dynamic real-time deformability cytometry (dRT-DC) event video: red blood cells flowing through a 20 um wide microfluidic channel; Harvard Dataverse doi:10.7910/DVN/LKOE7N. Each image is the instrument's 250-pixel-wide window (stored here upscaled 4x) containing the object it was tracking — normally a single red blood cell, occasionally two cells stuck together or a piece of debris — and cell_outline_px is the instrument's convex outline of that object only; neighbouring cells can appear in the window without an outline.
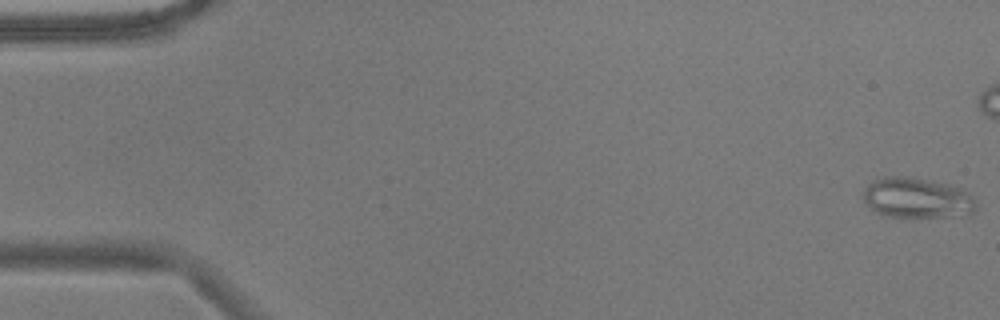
{"species": "common noctule bat (a hibernating species)", "species_latin": "Nyctalus noctula", "temperature_condition": "warm", "stored_images_in_passage": 55, "camera_frame_rate_fps": 3000, "um_per_image_px": 0.085, "animal": {"sex": "male", "body_mass_g": 17.9}, "frame": {"image": 1, "passage_image": 1, "time_ms": 0.0, "image_size_px": [1000, 320], "cell_outline_px": [[976, 208], [972, 212], [948, 216], [888, 216], [876, 212], [864, 200], [864, 188], [872, 180], [884, 176], [908, 176], [948, 184], [960, 188], [968, 192], [976, 200]], "centroid_in_image_um": [77.93, 16.79], "position_along_channel_um": 7.1, "area_um2": 26.18}}
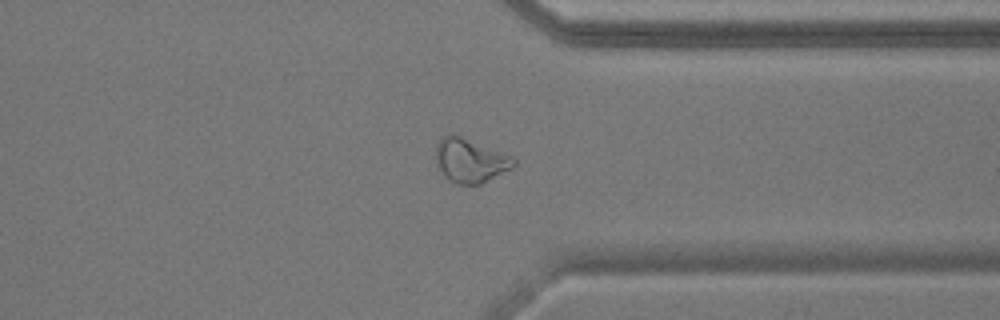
{"frame": {"image": 2, "passage_image": 42, "time_ms": 13.667, "image_size_px": [1000, 320], "cell_outline_px": [[516, 164], [512, 168], [480, 184], [456, 184], [448, 180], [444, 176], [436, 164], [436, 144], [440, 136], [452, 132], [512, 156], [516, 160]], "centroid_in_image_um": [39.93, 13.61], "position_along_channel_um": 371.5, "area_um2": 20.23}}
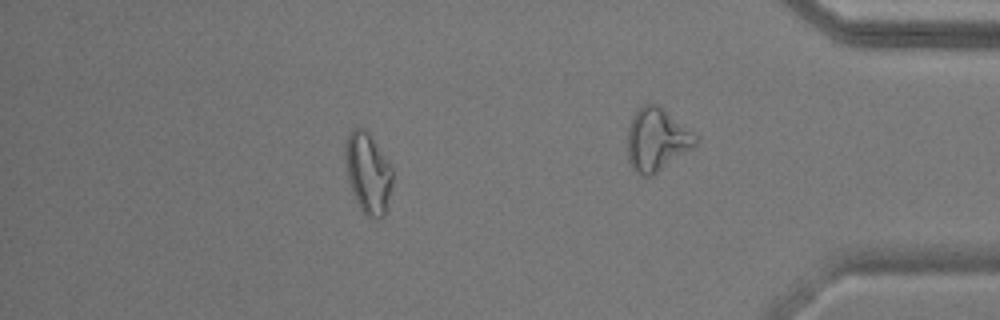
{"frame": {"image": 3, "passage_image": 48, "time_ms": 15.667, "image_size_px": [1000, 320], "cell_outline_px": [[392, 180], [384, 216], [380, 220], [372, 220], [360, 208], [356, 200], [348, 180], [344, 160], [344, 148], [348, 132], [356, 124], [364, 128], [368, 132], [388, 160], [392, 168]], "centroid_in_image_um": [31.25, 14.66], "position_along_channel_um": 404.0, "area_um2": 22.48}, "authors_computed_cell_mechanics": {"area_um2": 20.519, "velocity_mm_per_s": 3.7383, "shape_relaxation_time_tau1_ms": null, "shape_relaxation_time_tau2_ms": 3.0876, "deformation_change_tau1": null, "deformation_change_tau2": 0.1105}}